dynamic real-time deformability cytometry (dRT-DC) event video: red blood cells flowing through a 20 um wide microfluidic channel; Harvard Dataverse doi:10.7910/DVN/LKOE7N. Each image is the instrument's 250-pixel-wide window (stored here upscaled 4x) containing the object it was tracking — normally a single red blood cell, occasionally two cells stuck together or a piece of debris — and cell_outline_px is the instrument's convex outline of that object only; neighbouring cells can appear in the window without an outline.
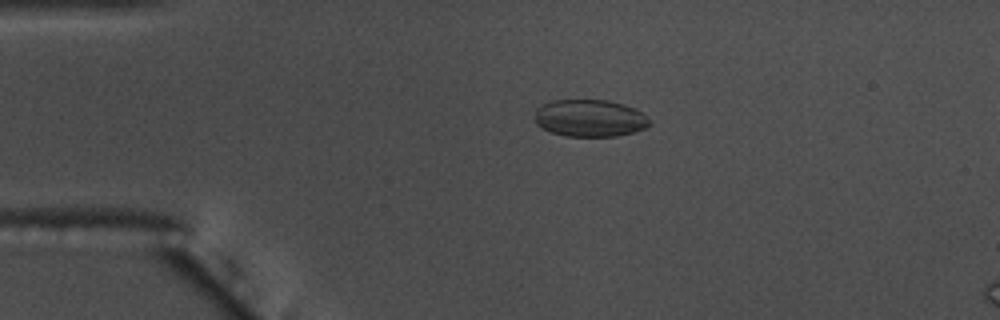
{"species": "common noctule bat (a hibernating species)", "species_latin": "Nyctalus noctula", "temperature_condition": "warm", "stored_images_in_passage": 52, "camera_frame_rate_fps": 3000, "um_per_image_px": 0.085, "animal": {"sex": "male", "body_mass_g": 17.5, "forearm_length_mm": 52.3}, "frame": {"image": 1, "passage_image": 8, "time_ms": 2.333, "image_size_px": [1000, 320], "cell_outline_px": [[652, 124], [636, 132], [616, 136], [564, 136], [540, 128], [536, 124], [536, 108], [552, 100], [608, 100], [624, 104], [636, 108], [652, 120]], "centroid_in_image_um": [50.18, 10.04], "position_along_channel_um": 34.8, "area_um2": 25.14}, "authors_computed_cell_mechanics": {"area_um2": 23.3801, "velocity_mm_per_s": 3.6191, "shape_relaxation_time_tau1_ms": 7.4324, "shape_relaxation_time_tau2_ms": 1.8188, "deformation_change_tau1": 0.165, "deformation_change_tau2": 0.0513}}